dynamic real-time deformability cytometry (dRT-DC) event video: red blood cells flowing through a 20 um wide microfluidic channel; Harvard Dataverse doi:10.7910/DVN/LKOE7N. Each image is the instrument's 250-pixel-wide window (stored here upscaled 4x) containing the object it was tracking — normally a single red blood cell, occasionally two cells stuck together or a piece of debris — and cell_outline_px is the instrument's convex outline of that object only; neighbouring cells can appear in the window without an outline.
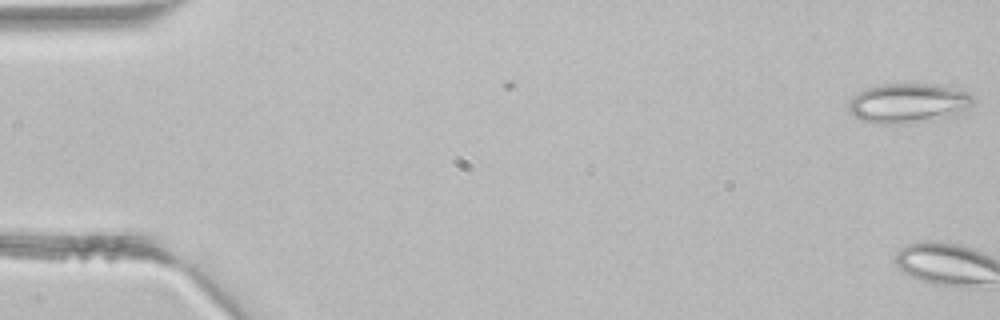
{"species": "common noctule bat (a hibernating species)", "species_latin": "Nyctalus noctula", "temperature_condition": "room temperature", "stored_images_in_passage": 2, "camera_frame_rate_fps": 3000, "um_per_image_px": 0.085, "animal": {"sex": "male", "body_mass_g": 21.5, "forearm_length_mm": 52.0}, "frame": {"image": 1, "passage_image": 2, "time_ms": 0.333, "image_size_px": [1000, 320], "cell_outline_px": [[976, 100], [968, 112], [964, 116], [900, 124], [876, 124], [864, 120], [848, 112], [848, 104], [852, 96], [864, 88], [884, 84], [936, 84], [968, 92]], "centroid_in_image_um": [77.29, 8.79], "position_along_channel_um": 7.7, "area_um2": 29.65}}